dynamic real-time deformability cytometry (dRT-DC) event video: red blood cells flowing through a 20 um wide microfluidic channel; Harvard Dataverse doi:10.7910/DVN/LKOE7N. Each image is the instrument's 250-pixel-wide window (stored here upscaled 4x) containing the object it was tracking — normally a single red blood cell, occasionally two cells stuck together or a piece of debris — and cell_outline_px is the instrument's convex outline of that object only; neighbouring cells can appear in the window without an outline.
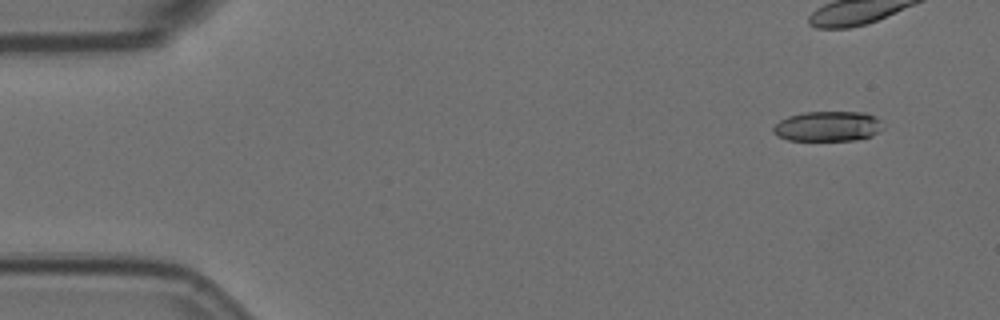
{"species": "Egyptian fruit bat (a non-hibernating species)", "species_latin": "Rousettus aegyptiacus", "temperature_condition": "room temperature", "stored_images_in_passage": 2, "camera_frame_rate_fps": 3000, "um_per_image_px": 0.085, "animal": {"sex": "female"}, "frame": {"image": 1, "passage_image": 2, "time_ms": 0.333, "image_size_px": [1000, 320], "cell_outline_px": [[884, 128], [872, 136], [856, 140], [788, 140], [776, 136], [772, 132], [772, 128], [780, 120], [788, 116], [804, 112], [864, 112], [876, 116], [880, 120]], "centroid_in_image_um": [70.37, 10.73], "position_along_channel_um": 14.6, "area_um2": 19.42}}